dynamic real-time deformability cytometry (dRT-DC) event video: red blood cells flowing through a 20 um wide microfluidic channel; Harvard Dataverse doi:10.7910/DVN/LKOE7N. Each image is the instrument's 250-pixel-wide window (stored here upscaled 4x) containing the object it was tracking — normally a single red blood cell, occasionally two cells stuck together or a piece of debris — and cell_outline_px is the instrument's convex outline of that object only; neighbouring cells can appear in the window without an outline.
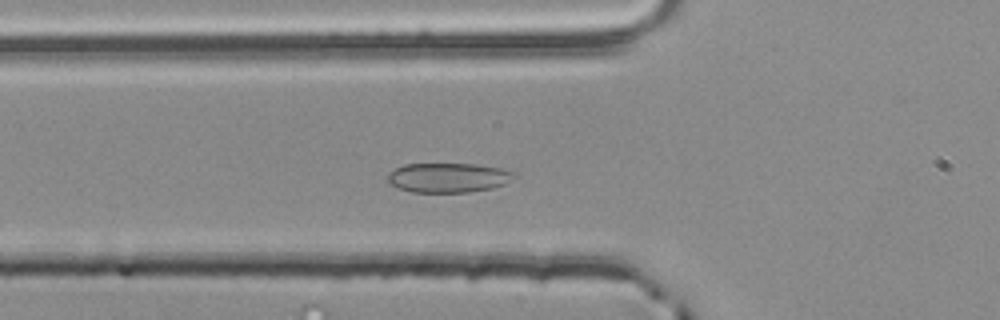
{"species": "common noctule bat (a hibernating species)", "species_latin": "Nyctalus noctula", "temperature_condition": "room temperature", "stored_images_in_passage": 42, "camera_frame_rate_fps": 3000, "um_per_image_px": 0.085, "animal": {"sex": "male", "body_mass_g": 20.4}, "frame": {"image": 1, "passage_image": 15, "time_ms": 4.667, "image_size_px": [1000, 320], "cell_outline_px": [[516, 176], [504, 184], [492, 188], [468, 192], [412, 192], [388, 184], [388, 172], [404, 164], [480, 164], [500, 168], [516, 172]], "centroid_in_image_um": [38.1, 15.09], "position_along_channel_um": 87.7, "area_um2": 21.85}}
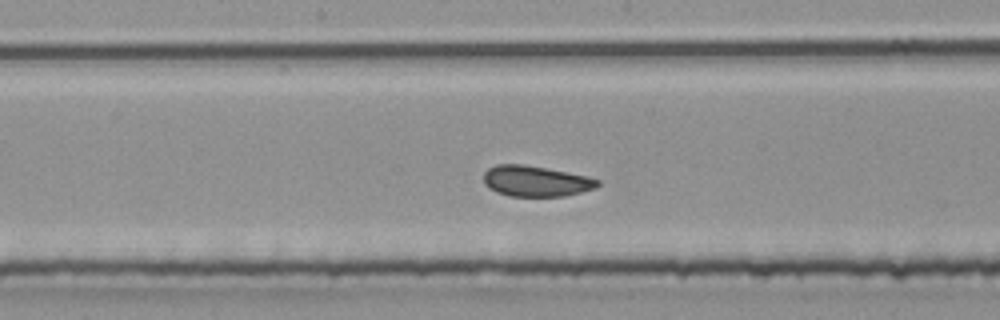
{"frame": {"image": 2, "passage_image": 24, "time_ms": 7.667, "image_size_px": [1000, 320], "cell_outline_px": [[600, 184], [596, 188], [564, 196], [512, 196], [496, 192], [488, 188], [484, 184], [484, 172], [488, 168], [496, 164], [524, 164], [588, 176], [600, 180]], "centroid_in_image_um": [45.53, 15.39], "position_along_channel_um": 202.7, "area_um2": 20.46}}
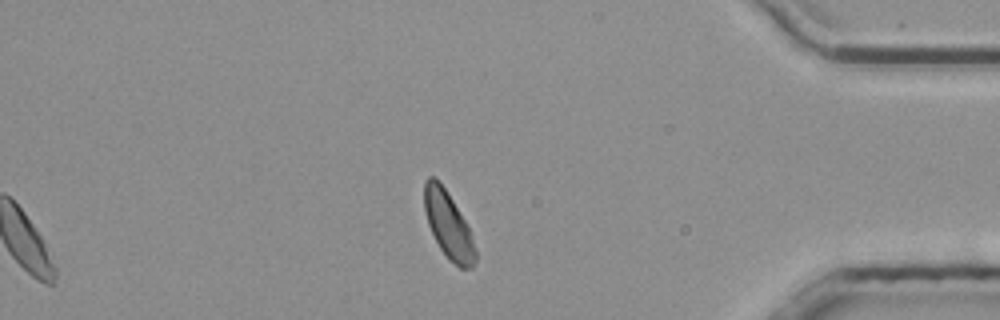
{"frame": {"image": 3, "passage_image": 42, "time_ms": 13.667, "image_size_px": [1000, 320], "cell_outline_px": [[476, 260], [472, 268], [460, 268], [448, 260], [440, 248], [428, 224], [424, 208], [424, 180], [428, 176], [432, 176], [444, 188], [452, 200], [464, 220], [468, 228], [476, 248]], "centroid_in_image_um": [38.1, 19.17], "position_along_channel_um": 397.1, "area_um2": 19.48}, "authors_computed_cell_mechanics": {"area_um2": 21.0681, "velocity_mm_per_s": 3.8099, "shape_relaxation_time_tau1_ms": 5.1818, "shape_relaxation_time_tau2_ms": 1.0213, "deformation_change_tau1": 0.113, "deformation_change_tau2": 0.0718}}